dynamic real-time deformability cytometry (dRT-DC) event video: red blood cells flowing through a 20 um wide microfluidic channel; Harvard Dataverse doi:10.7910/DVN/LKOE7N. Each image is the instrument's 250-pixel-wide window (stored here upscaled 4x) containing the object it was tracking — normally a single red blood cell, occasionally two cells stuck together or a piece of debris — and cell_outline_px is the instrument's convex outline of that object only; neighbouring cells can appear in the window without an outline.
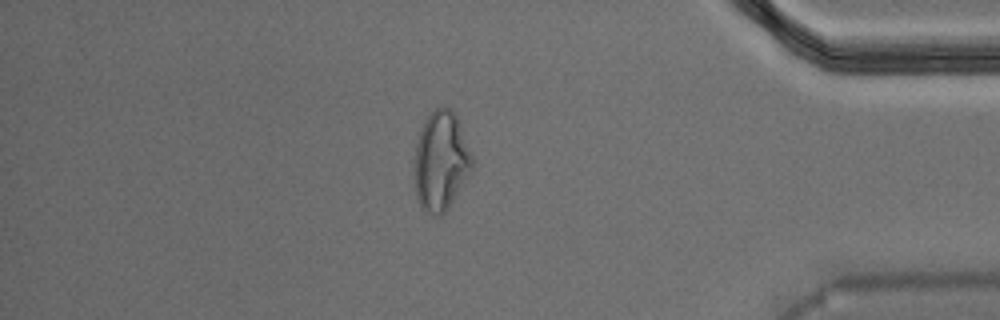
{"species": "Egyptian fruit bat (a non-hibernating species)", "species_latin": "Rousettus aegyptiacus", "temperature_condition": "warm", "stored_images_in_passage": 46, "camera_frame_rate_fps": 3000, "um_per_image_px": 0.085, "animal": {"sex": "male"}, "frame": {"image": 1, "passage_image": 40, "time_ms": 13.0, "image_size_px": [1000, 320], "cell_outline_px": [[472, 168], [448, 208], [440, 216], [436, 216], [424, 212], [416, 196], [412, 172], [412, 160], [420, 128], [424, 120], [436, 108], [444, 104], [456, 116], [460, 124], [472, 156]], "centroid_in_image_um": [37.41, 13.69], "position_along_channel_um": 397.8, "area_um2": 33.7}}